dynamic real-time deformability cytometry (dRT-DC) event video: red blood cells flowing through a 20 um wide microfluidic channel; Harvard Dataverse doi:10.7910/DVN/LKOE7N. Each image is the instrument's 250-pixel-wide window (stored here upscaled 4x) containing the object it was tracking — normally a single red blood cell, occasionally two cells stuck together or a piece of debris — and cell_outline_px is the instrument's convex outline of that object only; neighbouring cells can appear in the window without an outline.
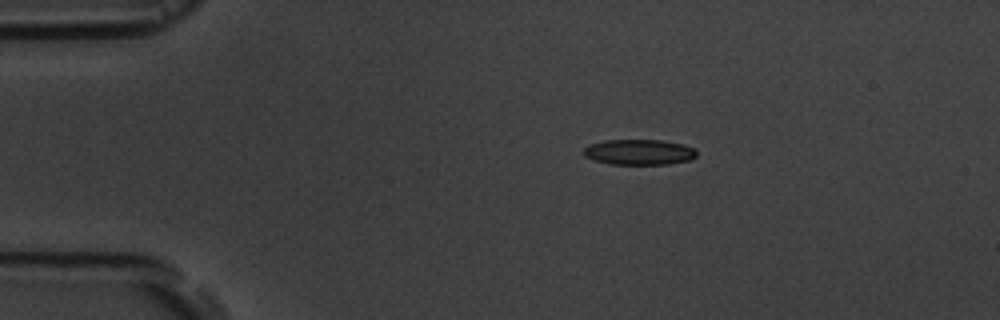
{"species": "common noctule bat (a hibernating species)", "species_latin": "Nyctalus noctula", "temperature_condition": "room temperature", "stored_images_in_passage": 2, "camera_frame_rate_fps": 3000, "um_per_image_px": 0.085, "animal": {"sex": "male", "body_mass_g": 19.5, "forearm_length_mm": 54.6}, "frame": {"image": 1, "passage_image": 1, "time_ms": 0.0, "image_size_px": [1000, 320], "cell_outline_px": [[696, 156], [688, 160], [668, 164], [608, 164], [584, 156], [584, 148], [592, 144], [604, 140], [660, 140], [684, 144], [692, 148], [696, 152]], "centroid_in_image_um": [54.32, 12.93], "position_along_channel_um": 30.7, "area_um2": 16.59}}